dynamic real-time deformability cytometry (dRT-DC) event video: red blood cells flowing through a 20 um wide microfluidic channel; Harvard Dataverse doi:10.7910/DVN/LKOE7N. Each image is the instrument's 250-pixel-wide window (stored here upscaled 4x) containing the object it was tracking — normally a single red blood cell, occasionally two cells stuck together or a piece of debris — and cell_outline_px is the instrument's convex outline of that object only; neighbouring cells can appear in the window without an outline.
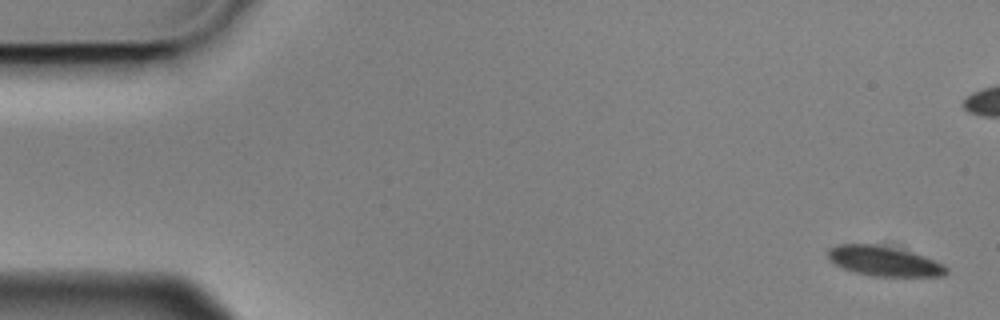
{"species": "Egyptian fruit bat (a non-hibernating species)", "species_latin": "Rousettus aegyptiacus", "temperature_condition": "cold", "stored_images_in_passage": 6, "camera_frame_rate_fps": 3000, "um_per_image_px": 0.085, "animal": {"sex": "male"}, "frame": {"image": 1, "passage_image": 1, "time_ms": 0.0, "image_size_px": [1000, 320], "cell_outline_px": [[948, 272], [944, 276], [872, 276], [856, 272], [844, 268], [828, 260], [828, 248], [836, 244], [876, 244], [896, 248], [912, 252], [924, 256], [944, 264], [948, 268]], "centroid_in_image_um": [75.15, 22.19], "position_along_channel_um": 9.9, "area_um2": 20.63}}
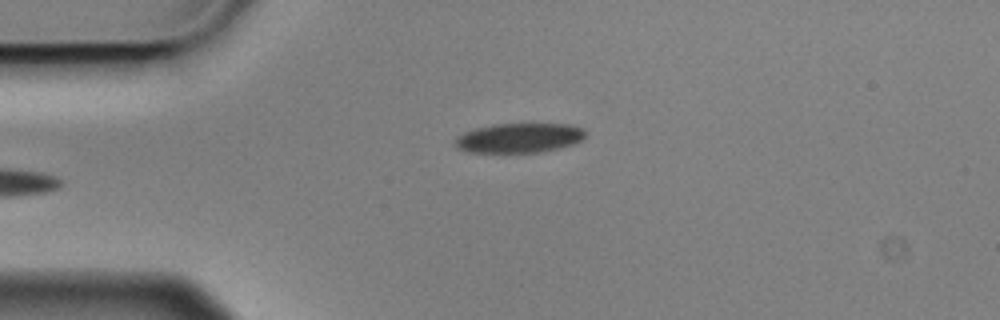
{"frame": {"image": 2, "passage_image": 5, "time_ms": 1.333, "image_size_px": [1000, 320], "cell_outline_px": [[584, 136], [576, 144], [540, 152], [468, 152], [456, 148], [456, 136], [464, 132], [476, 128], [492, 124], [568, 124], [584, 128]], "centroid_in_image_um": [44.12, 11.72], "position_along_channel_um": 40.9, "area_um2": 22.43}}